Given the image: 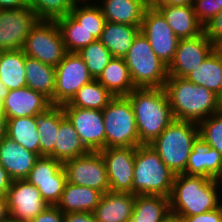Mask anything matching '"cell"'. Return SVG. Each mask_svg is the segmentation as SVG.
I'll list each match as a JSON object with an SVG mask.
<instances>
[{
  "instance_id": "obj_1",
  "label": "cell",
  "mask_w": 222,
  "mask_h": 222,
  "mask_svg": "<svg viewBox=\"0 0 222 222\" xmlns=\"http://www.w3.org/2000/svg\"><path fill=\"white\" fill-rule=\"evenodd\" d=\"M221 188L222 180L219 179L176 174L169 197L170 214L182 220L219 208L222 205Z\"/></svg>"
},
{
  "instance_id": "obj_2",
  "label": "cell",
  "mask_w": 222,
  "mask_h": 222,
  "mask_svg": "<svg viewBox=\"0 0 222 222\" xmlns=\"http://www.w3.org/2000/svg\"><path fill=\"white\" fill-rule=\"evenodd\" d=\"M164 89L176 120L199 123L222 111L217 94L186 78L168 76Z\"/></svg>"
},
{
  "instance_id": "obj_3",
  "label": "cell",
  "mask_w": 222,
  "mask_h": 222,
  "mask_svg": "<svg viewBox=\"0 0 222 222\" xmlns=\"http://www.w3.org/2000/svg\"><path fill=\"white\" fill-rule=\"evenodd\" d=\"M127 97L134 109L139 146L151 145L175 120L164 87L136 88Z\"/></svg>"
},
{
  "instance_id": "obj_4",
  "label": "cell",
  "mask_w": 222,
  "mask_h": 222,
  "mask_svg": "<svg viewBox=\"0 0 222 222\" xmlns=\"http://www.w3.org/2000/svg\"><path fill=\"white\" fill-rule=\"evenodd\" d=\"M175 175L150 145L136 147L133 194L170 197Z\"/></svg>"
},
{
  "instance_id": "obj_5",
  "label": "cell",
  "mask_w": 222,
  "mask_h": 222,
  "mask_svg": "<svg viewBox=\"0 0 222 222\" xmlns=\"http://www.w3.org/2000/svg\"><path fill=\"white\" fill-rule=\"evenodd\" d=\"M199 137L198 123L174 120L150 145L175 174L186 171V164Z\"/></svg>"
},
{
  "instance_id": "obj_6",
  "label": "cell",
  "mask_w": 222,
  "mask_h": 222,
  "mask_svg": "<svg viewBox=\"0 0 222 222\" xmlns=\"http://www.w3.org/2000/svg\"><path fill=\"white\" fill-rule=\"evenodd\" d=\"M136 88H162L168 78V66L155 54L140 32L124 57Z\"/></svg>"
},
{
  "instance_id": "obj_7",
  "label": "cell",
  "mask_w": 222,
  "mask_h": 222,
  "mask_svg": "<svg viewBox=\"0 0 222 222\" xmlns=\"http://www.w3.org/2000/svg\"><path fill=\"white\" fill-rule=\"evenodd\" d=\"M102 114L105 148L139 146L134 109L127 96L113 97L102 110Z\"/></svg>"
},
{
  "instance_id": "obj_8",
  "label": "cell",
  "mask_w": 222,
  "mask_h": 222,
  "mask_svg": "<svg viewBox=\"0 0 222 222\" xmlns=\"http://www.w3.org/2000/svg\"><path fill=\"white\" fill-rule=\"evenodd\" d=\"M26 56L56 67L67 51L56 21L38 20L23 46Z\"/></svg>"
},
{
  "instance_id": "obj_9",
  "label": "cell",
  "mask_w": 222,
  "mask_h": 222,
  "mask_svg": "<svg viewBox=\"0 0 222 222\" xmlns=\"http://www.w3.org/2000/svg\"><path fill=\"white\" fill-rule=\"evenodd\" d=\"M93 79L78 52H67L55 67L53 105L61 106L68 103L83 85Z\"/></svg>"
},
{
  "instance_id": "obj_10",
  "label": "cell",
  "mask_w": 222,
  "mask_h": 222,
  "mask_svg": "<svg viewBox=\"0 0 222 222\" xmlns=\"http://www.w3.org/2000/svg\"><path fill=\"white\" fill-rule=\"evenodd\" d=\"M67 182L86 186L100 191H110L107 170L100 152H88L86 155L67 160L63 163Z\"/></svg>"
},
{
  "instance_id": "obj_11",
  "label": "cell",
  "mask_w": 222,
  "mask_h": 222,
  "mask_svg": "<svg viewBox=\"0 0 222 222\" xmlns=\"http://www.w3.org/2000/svg\"><path fill=\"white\" fill-rule=\"evenodd\" d=\"M140 32L146 37L155 54L169 66L174 59L179 38L156 7L146 8Z\"/></svg>"
},
{
  "instance_id": "obj_12",
  "label": "cell",
  "mask_w": 222,
  "mask_h": 222,
  "mask_svg": "<svg viewBox=\"0 0 222 222\" xmlns=\"http://www.w3.org/2000/svg\"><path fill=\"white\" fill-rule=\"evenodd\" d=\"M26 180L38 188L43 200L56 206L62 196L66 180L63 163L52 157H39Z\"/></svg>"
},
{
  "instance_id": "obj_13",
  "label": "cell",
  "mask_w": 222,
  "mask_h": 222,
  "mask_svg": "<svg viewBox=\"0 0 222 222\" xmlns=\"http://www.w3.org/2000/svg\"><path fill=\"white\" fill-rule=\"evenodd\" d=\"M38 18L30 7L0 10V51L23 49Z\"/></svg>"
},
{
  "instance_id": "obj_14",
  "label": "cell",
  "mask_w": 222,
  "mask_h": 222,
  "mask_svg": "<svg viewBox=\"0 0 222 222\" xmlns=\"http://www.w3.org/2000/svg\"><path fill=\"white\" fill-rule=\"evenodd\" d=\"M62 109L78 133L81 143L89 152H99L105 148L102 110L77 107H62Z\"/></svg>"
},
{
  "instance_id": "obj_15",
  "label": "cell",
  "mask_w": 222,
  "mask_h": 222,
  "mask_svg": "<svg viewBox=\"0 0 222 222\" xmlns=\"http://www.w3.org/2000/svg\"><path fill=\"white\" fill-rule=\"evenodd\" d=\"M136 147H108L100 150L107 170L110 191L132 193Z\"/></svg>"
},
{
  "instance_id": "obj_16",
  "label": "cell",
  "mask_w": 222,
  "mask_h": 222,
  "mask_svg": "<svg viewBox=\"0 0 222 222\" xmlns=\"http://www.w3.org/2000/svg\"><path fill=\"white\" fill-rule=\"evenodd\" d=\"M216 46L204 31L192 38L179 39L173 61L168 66V76L185 78L197 68Z\"/></svg>"
},
{
  "instance_id": "obj_17",
  "label": "cell",
  "mask_w": 222,
  "mask_h": 222,
  "mask_svg": "<svg viewBox=\"0 0 222 222\" xmlns=\"http://www.w3.org/2000/svg\"><path fill=\"white\" fill-rule=\"evenodd\" d=\"M6 199L9 215L27 221L34 219L48 206L38 188L26 179L12 180Z\"/></svg>"
},
{
  "instance_id": "obj_18",
  "label": "cell",
  "mask_w": 222,
  "mask_h": 222,
  "mask_svg": "<svg viewBox=\"0 0 222 222\" xmlns=\"http://www.w3.org/2000/svg\"><path fill=\"white\" fill-rule=\"evenodd\" d=\"M51 106L52 103L48 97L25 86L9 90L3 102V112L7 120L35 116L46 111Z\"/></svg>"
},
{
  "instance_id": "obj_19",
  "label": "cell",
  "mask_w": 222,
  "mask_h": 222,
  "mask_svg": "<svg viewBox=\"0 0 222 222\" xmlns=\"http://www.w3.org/2000/svg\"><path fill=\"white\" fill-rule=\"evenodd\" d=\"M38 158L7 136L0 140V164L12 180L26 179Z\"/></svg>"
},
{
  "instance_id": "obj_20",
  "label": "cell",
  "mask_w": 222,
  "mask_h": 222,
  "mask_svg": "<svg viewBox=\"0 0 222 222\" xmlns=\"http://www.w3.org/2000/svg\"><path fill=\"white\" fill-rule=\"evenodd\" d=\"M184 174L222 180V156L198 137L190 152Z\"/></svg>"
},
{
  "instance_id": "obj_21",
  "label": "cell",
  "mask_w": 222,
  "mask_h": 222,
  "mask_svg": "<svg viewBox=\"0 0 222 222\" xmlns=\"http://www.w3.org/2000/svg\"><path fill=\"white\" fill-rule=\"evenodd\" d=\"M136 194L108 191L102 194L93 214L97 222H129Z\"/></svg>"
},
{
  "instance_id": "obj_22",
  "label": "cell",
  "mask_w": 222,
  "mask_h": 222,
  "mask_svg": "<svg viewBox=\"0 0 222 222\" xmlns=\"http://www.w3.org/2000/svg\"><path fill=\"white\" fill-rule=\"evenodd\" d=\"M155 7L163 14L179 39L196 37L204 31V26L198 21L192 5H156Z\"/></svg>"
},
{
  "instance_id": "obj_23",
  "label": "cell",
  "mask_w": 222,
  "mask_h": 222,
  "mask_svg": "<svg viewBox=\"0 0 222 222\" xmlns=\"http://www.w3.org/2000/svg\"><path fill=\"white\" fill-rule=\"evenodd\" d=\"M102 193L96 189L66 182L61 199L56 205L64 214L71 212L93 213Z\"/></svg>"
},
{
  "instance_id": "obj_24",
  "label": "cell",
  "mask_w": 222,
  "mask_h": 222,
  "mask_svg": "<svg viewBox=\"0 0 222 222\" xmlns=\"http://www.w3.org/2000/svg\"><path fill=\"white\" fill-rule=\"evenodd\" d=\"M106 21L141 26L146 7L137 0H94Z\"/></svg>"
},
{
  "instance_id": "obj_25",
  "label": "cell",
  "mask_w": 222,
  "mask_h": 222,
  "mask_svg": "<svg viewBox=\"0 0 222 222\" xmlns=\"http://www.w3.org/2000/svg\"><path fill=\"white\" fill-rule=\"evenodd\" d=\"M139 33L140 26L107 21L99 40L113 57L124 58Z\"/></svg>"
},
{
  "instance_id": "obj_26",
  "label": "cell",
  "mask_w": 222,
  "mask_h": 222,
  "mask_svg": "<svg viewBox=\"0 0 222 222\" xmlns=\"http://www.w3.org/2000/svg\"><path fill=\"white\" fill-rule=\"evenodd\" d=\"M96 80L114 97L127 96L136 89L124 58L112 57Z\"/></svg>"
},
{
  "instance_id": "obj_27",
  "label": "cell",
  "mask_w": 222,
  "mask_h": 222,
  "mask_svg": "<svg viewBox=\"0 0 222 222\" xmlns=\"http://www.w3.org/2000/svg\"><path fill=\"white\" fill-rule=\"evenodd\" d=\"M89 151L81 143L78 133L65 116L60 115V126L56 134L53 158L64 163L67 160L86 155Z\"/></svg>"
},
{
  "instance_id": "obj_28",
  "label": "cell",
  "mask_w": 222,
  "mask_h": 222,
  "mask_svg": "<svg viewBox=\"0 0 222 222\" xmlns=\"http://www.w3.org/2000/svg\"><path fill=\"white\" fill-rule=\"evenodd\" d=\"M185 78L193 84L204 86L220 96L222 94V54L215 48Z\"/></svg>"
},
{
  "instance_id": "obj_29",
  "label": "cell",
  "mask_w": 222,
  "mask_h": 222,
  "mask_svg": "<svg viewBox=\"0 0 222 222\" xmlns=\"http://www.w3.org/2000/svg\"><path fill=\"white\" fill-rule=\"evenodd\" d=\"M26 86L48 97L53 105L55 91V67L43 62L25 57Z\"/></svg>"
},
{
  "instance_id": "obj_30",
  "label": "cell",
  "mask_w": 222,
  "mask_h": 222,
  "mask_svg": "<svg viewBox=\"0 0 222 222\" xmlns=\"http://www.w3.org/2000/svg\"><path fill=\"white\" fill-rule=\"evenodd\" d=\"M63 112L62 106L52 105L46 111L34 116L40 137V157L47 156L53 158L56 134L60 126V115Z\"/></svg>"
},
{
  "instance_id": "obj_31",
  "label": "cell",
  "mask_w": 222,
  "mask_h": 222,
  "mask_svg": "<svg viewBox=\"0 0 222 222\" xmlns=\"http://www.w3.org/2000/svg\"><path fill=\"white\" fill-rule=\"evenodd\" d=\"M25 57L22 49L5 50L0 54V81L9 90L26 86Z\"/></svg>"
},
{
  "instance_id": "obj_32",
  "label": "cell",
  "mask_w": 222,
  "mask_h": 222,
  "mask_svg": "<svg viewBox=\"0 0 222 222\" xmlns=\"http://www.w3.org/2000/svg\"><path fill=\"white\" fill-rule=\"evenodd\" d=\"M169 215V197L136 195L133 214L129 222H162Z\"/></svg>"
},
{
  "instance_id": "obj_33",
  "label": "cell",
  "mask_w": 222,
  "mask_h": 222,
  "mask_svg": "<svg viewBox=\"0 0 222 222\" xmlns=\"http://www.w3.org/2000/svg\"><path fill=\"white\" fill-rule=\"evenodd\" d=\"M6 136L40 157V137L34 116L7 119Z\"/></svg>"
},
{
  "instance_id": "obj_34",
  "label": "cell",
  "mask_w": 222,
  "mask_h": 222,
  "mask_svg": "<svg viewBox=\"0 0 222 222\" xmlns=\"http://www.w3.org/2000/svg\"><path fill=\"white\" fill-rule=\"evenodd\" d=\"M114 96L96 79L83 85L62 107L103 110Z\"/></svg>"
},
{
  "instance_id": "obj_35",
  "label": "cell",
  "mask_w": 222,
  "mask_h": 222,
  "mask_svg": "<svg viewBox=\"0 0 222 222\" xmlns=\"http://www.w3.org/2000/svg\"><path fill=\"white\" fill-rule=\"evenodd\" d=\"M69 15L91 33L96 40L100 39L107 21L96 1L83 0L72 8Z\"/></svg>"
},
{
  "instance_id": "obj_36",
  "label": "cell",
  "mask_w": 222,
  "mask_h": 222,
  "mask_svg": "<svg viewBox=\"0 0 222 222\" xmlns=\"http://www.w3.org/2000/svg\"><path fill=\"white\" fill-rule=\"evenodd\" d=\"M67 52H79L96 41L91 33L84 29L70 15L56 20Z\"/></svg>"
},
{
  "instance_id": "obj_37",
  "label": "cell",
  "mask_w": 222,
  "mask_h": 222,
  "mask_svg": "<svg viewBox=\"0 0 222 222\" xmlns=\"http://www.w3.org/2000/svg\"><path fill=\"white\" fill-rule=\"evenodd\" d=\"M83 0H29V7L38 20L56 21L70 14Z\"/></svg>"
},
{
  "instance_id": "obj_38",
  "label": "cell",
  "mask_w": 222,
  "mask_h": 222,
  "mask_svg": "<svg viewBox=\"0 0 222 222\" xmlns=\"http://www.w3.org/2000/svg\"><path fill=\"white\" fill-rule=\"evenodd\" d=\"M78 54L82 57L90 75L94 79L99 77L113 57L100 40H96L82 48Z\"/></svg>"
},
{
  "instance_id": "obj_39",
  "label": "cell",
  "mask_w": 222,
  "mask_h": 222,
  "mask_svg": "<svg viewBox=\"0 0 222 222\" xmlns=\"http://www.w3.org/2000/svg\"><path fill=\"white\" fill-rule=\"evenodd\" d=\"M199 137L222 156V111L198 123Z\"/></svg>"
},
{
  "instance_id": "obj_40",
  "label": "cell",
  "mask_w": 222,
  "mask_h": 222,
  "mask_svg": "<svg viewBox=\"0 0 222 222\" xmlns=\"http://www.w3.org/2000/svg\"><path fill=\"white\" fill-rule=\"evenodd\" d=\"M193 10L198 21L204 26L222 9V0H194Z\"/></svg>"
},
{
  "instance_id": "obj_41",
  "label": "cell",
  "mask_w": 222,
  "mask_h": 222,
  "mask_svg": "<svg viewBox=\"0 0 222 222\" xmlns=\"http://www.w3.org/2000/svg\"><path fill=\"white\" fill-rule=\"evenodd\" d=\"M204 33L215 46L222 41V9L204 25Z\"/></svg>"
},
{
  "instance_id": "obj_42",
  "label": "cell",
  "mask_w": 222,
  "mask_h": 222,
  "mask_svg": "<svg viewBox=\"0 0 222 222\" xmlns=\"http://www.w3.org/2000/svg\"><path fill=\"white\" fill-rule=\"evenodd\" d=\"M29 222H64V213L57 206L48 205Z\"/></svg>"
},
{
  "instance_id": "obj_43",
  "label": "cell",
  "mask_w": 222,
  "mask_h": 222,
  "mask_svg": "<svg viewBox=\"0 0 222 222\" xmlns=\"http://www.w3.org/2000/svg\"><path fill=\"white\" fill-rule=\"evenodd\" d=\"M182 222H222V205L203 214L184 217Z\"/></svg>"
},
{
  "instance_id": "obj_44",
  "label": "cell",
  "mask_w": 222,
  "mask_h": 222,
  "mask_svg": "<svg viewBox=\"0 0 222 222\" xmlns=\"http://www.w3.org/2000/svg\"><path fill=\"white\" fill-rule=\"evenodd\" d=\"M64 222H97L91 212H71L64 214Z\"/></svg>"
},
{
  "instance_id": "obj_45",
  "label": "cell",
  "mask_w": 222,
  "mask_h": 222,
  "mask_svg": "<svg viewBox=\"0 0 222 222\" xmlns=\"http://www.w3.org/2000/svg\"><path fill=\"white\" fill-rule=\"evenodd\" d=\"M12 183V179L7 171L0 164V197L6 196L8 189Z\"/></svg>"
},
{
  "instance_id": "obj_46",
  "label": "cell",
  "mask_w": 222,
  "mask_h": 222,
  "mask_svg": "<svg viewBox=\"0 0 222 222\" xmlns=\"http://www.w3.org/2000/svg\"><path fill=\"white\" fill-rule=\"evenodd\" d=\"M29 6V0H0V10L20 9Z\"/></svg>"
},
{
  "instance_id": "obj_47",
  "label": "cell",
  "mask_w": 222,
  "mask_h": 222,
  "mask_svg": "<svg viewBox=\"0 0 222 222\" xmlns=\"http://www.w3.org/2000/svg\"><path fill=\"white\" fill-rule=\"evenodd\" d=\"M194 0H157L156 5H171V6H187L193 5Z\"/></svg>"
},
{
  "instance_id": "obj_48",
  "label": "cell",
  "mask_w": 222,
  "mask_h": 222,
  "mask_svg": "<svg viewBox=\"0 0 222 222\" xmlns=\"http://www.w3.org/2000/svg\"><path fill=\"white\" fill-rule=\"evenodd\" d=\"M9 215L6 196L0 197V221Z\"/></svg>"
},
{
  "instance_id": "obj_49",
  "label": "cell",
  "mask_w": 222,
  "mask_h": 222,
  "mask_svg": "<svg viewBox=\"0 0 222 222\" xmlns=\"http://www.w3.org/2000/svg\"><path fill=\"white\" fill-rule=\"evenodd\" d=\"M6 136V117L0 114V140Z\"/></svg>"
},
{
  "instance_id": "obj_50",
  "label": "cell",
  "mask_w": 222,
  "mask_h": 222,
  "mask_svg": "<svg viewBox=\"0 0 222 222\" xmlns=\"http://www.w3.org/2000/svg\"><path fill=\"white\" fill-rule=\"evenodd\" d=\"M8 93H9V89L7 88V86L2 81H0V101L2 103L4 102Z\"/></svg>"
},
{
  "instance_id": "obj_51",
  "label": "cell",
  "mask_w": 222,
  "mask_h": 222,
  "mask_svg": "<svg viewBox=\"0 0 222 222\" xmlns=\"http://www.w3.org/2000/svg\"><path fill=\"white\" fill-rule=\"evenodd\" d=\"M143 4L146 8H152L156 6L157 0H137Z\"/></svg>"
},
{
  "instance_id": "obj_52",
  "label": "cell",
  "mask_w": 222,
  "mask_h": 222,
  "mask_svg": "<svg viewBox=\"0 0 222 222\" xmlns=\"http://www.w3.org/2000/svg\"><path fill=\"white\" fill-rule=\"evenodd\" d=\"M0 222H29V221L18 219V218L12 217L11 215H8L4 219H2Z\"/></svg>"
},
{
  "instance_id": "obj_53",
  "label": "cell",
  "mask_w": 222,
  "mask_h": 222,
  "mask_svg": "<svg viewBox=\"0 0 222 222\" xmlns=\"http://www.w3.org/2000/svg\"><path fill=\"white\" fill-rule=\"evenodd\" d=\"M162 222H182L181 219H179L178 217L174 216L173 214H170L165 220H163Z\"/></svg>"
},
{
  "instance_id": "obj_54",
  "label": "cell",
  "mask_w": 222,
  "mask_h": 222,
  "mask_svg": "<svg viewBox=\"0 0 222 222\" xmlns=\"http://www.w3.org/2000/svg\"><path fill=\"white\" fill-rule=\"evenodd\" d=\"M216 49L222 54V41L216 46Z\"/></svg>"
},
{
  "instance_id": "obj_55",
  "label": "cell",
  "mask_w": 222,
  "mask_h": 222,
  "mask_svg": "<svg viewBox=\"0 0 222 222\" xmlns=\"http://www.w3.org/2000/svg\"><path fill=\"white\" fill-rule=\"evenodd\" d=\"M0 114H4L3 112V103L0 101Z\"/></svg>"
},
{
  "instance_id": "obj_56",
  "label": "cell",
  "mask_w": 222,
  "mask_h": 222,
  "mask_svg": "<svg viewBox=\"0 0 222 222\" xmlns=\"http://www.w3.org/2000/svg\"><path fill=\"white\" fill-rule=\"evenodd\" d=\"M219 103H220V107H221V110H222V94L219 96Z\"/></svg>"
}]
</instances>
